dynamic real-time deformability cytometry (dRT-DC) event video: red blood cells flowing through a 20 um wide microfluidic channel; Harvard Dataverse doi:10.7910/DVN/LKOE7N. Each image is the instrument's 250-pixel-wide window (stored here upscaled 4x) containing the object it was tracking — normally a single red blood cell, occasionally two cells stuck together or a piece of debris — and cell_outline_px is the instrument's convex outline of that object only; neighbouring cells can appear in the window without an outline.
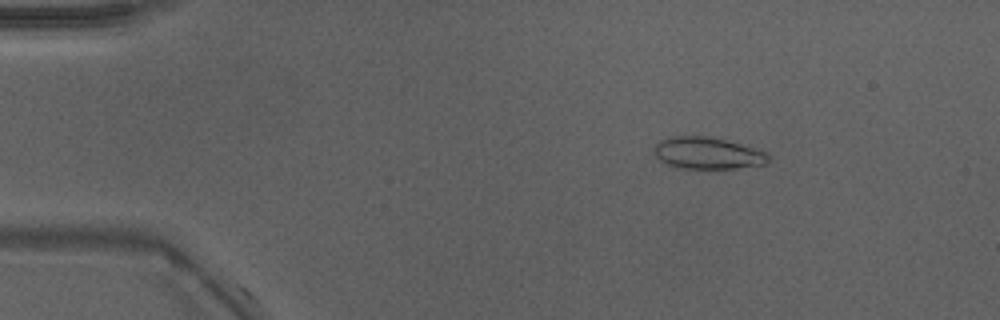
{"species": "Egyptian fruit bat (a non-hibernating species)", "species_latin": "Rousettus aegyptiacus", "temperature_condition": "warm", "stored_images_in_passage": 7, "camera_frame_rate_fps": 3000, "um_per_image_px": 0.085, "animal": {"sex": "male"}, "frame": {"image": 1, "passage_image": 6, "time_ms": 1.667, "image_size_px": [1000, 320], "cell_outline_px": [[772, 160], [768, 164], [736, 168], [676, 168], [660, 160], [656, 156], [652, 148], [660, 140], [672, 136], [708, 136], [724, 140], [768, 152], [772, 156]], "centroid_in_image_um": [60.18, 13.02], "position_along_channel_um": 24.8, "area_um2": 21.33}}